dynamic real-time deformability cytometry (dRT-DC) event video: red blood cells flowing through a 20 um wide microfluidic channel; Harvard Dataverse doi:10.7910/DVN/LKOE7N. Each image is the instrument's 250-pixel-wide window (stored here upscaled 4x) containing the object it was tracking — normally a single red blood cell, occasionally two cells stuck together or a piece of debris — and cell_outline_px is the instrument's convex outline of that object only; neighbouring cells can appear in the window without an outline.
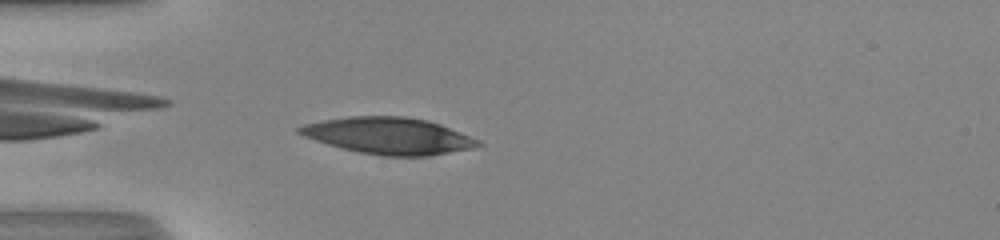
{"species": "human", "species_latin": "Homo sapiens", "temperature_condition": "room temperature", "stored_images_in_passage": 33, "camera_frame_rate_fps": 3000, "um_per_image_px": 0.085, "donor": {"sex": "male"}, "frame": {"image": 1, "passage_image": 2, "time_ms": 0.333, "image_size_px": [1000, 240], "cell_outline_px": [[484, 144], [476, 148], [428, 156], [384, 156], [360, 152], [340, 148], [304, 136], [296, 132], [296, 128], [304, 124], [324, 120], [348, 116], [404, 116], [428, 120], [440, 124], [480, 140]], "centroid_in_image_um": [33.07, 11.54], "position_along_channel_um": 51.9, "area_um2": 38.21}}
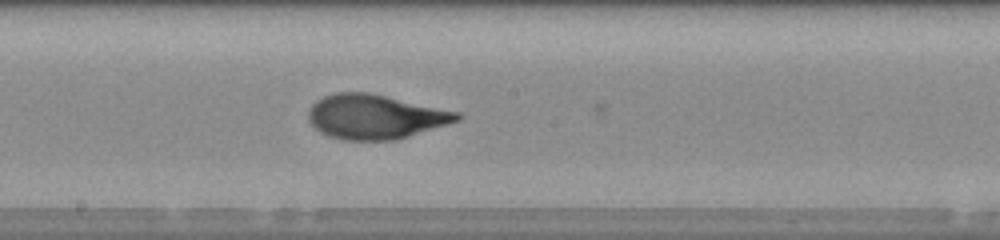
{"frame": {"image": 2, "passage_image": 15, "time_ms": 4.667, "image_size_px": [1000, 240], "cell_outline_px": [[464, 116], [460, 120], [448, 124], [396, 140], [344, 140], [328, 136], [320, 132], [308, 120], [308, 112], [312, 104], [316, 100], [324, 96], [336, 92], [368, 92], [460, 112]], "centroid_in_image_um": [31.9, 9.92], "position_along_channel_um": 216.3, "area_um2": 38.55}}
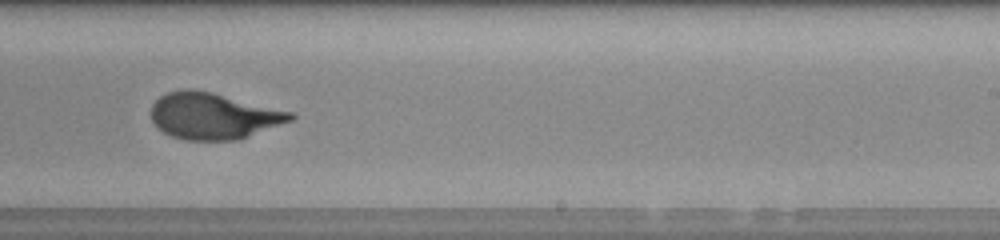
{"frame": {"image": 3, "passage_image": 19, "time_ms": 6.0, "image_size_px": [1000, 240], "cell_outline_px": [[296, 116], [292, 120], [248, 136], [236, 140], [184, 140], [172, 136], [164, 132], [152, 120], [152, 104], [160, 96], [168, 92], [180, 88], [192, 88], [212, 92], [292, 112]], "centroid_in_image_um": [18.12, 9.84], "position_along_channel_um": 270.9, "area_um2": 37.4}, "authors_computed_cell_mechanics": {"area_um2": 37.6856, "velocity_mm_per_s": 4.11, "shape_relaxation_time_tau1_ms": 3.9657, "shape_relaxation_time_tau2_ms": 1.0048, "deformation_change_tau1": 0.201, "deformation_change_tau2": 0.0702}}